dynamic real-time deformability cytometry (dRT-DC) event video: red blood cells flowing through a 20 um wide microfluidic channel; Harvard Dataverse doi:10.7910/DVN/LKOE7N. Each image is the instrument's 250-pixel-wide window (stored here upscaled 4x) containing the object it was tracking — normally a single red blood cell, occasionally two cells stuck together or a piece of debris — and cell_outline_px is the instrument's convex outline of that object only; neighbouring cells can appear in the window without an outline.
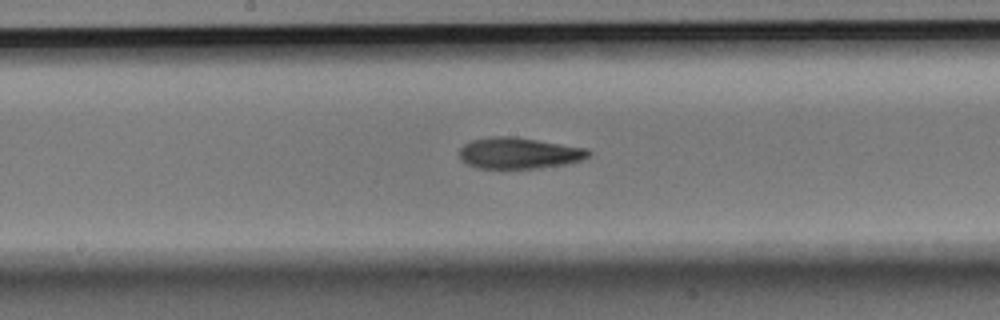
{"species": "Egyptian fruit bat (a non-hibernating species)", "species_latin": "Rousettus aegyptiacus", "temperature_condition": "room temperature", "stored_images_in_passage": 5, "camera_frame_rate_fps": 3000, "um_per_image_px": 0.085, "animal": {"sex": "male"}, "frame": {"image": 1, "passage_image": 5, "time_ms": 1.333, "image_size_px": [1000, 320], "cell_outline_px": [[592, 152], [588, 156], [580, 160], [564, 164], [540, 168], [476, 168], [460, 160], [460, 148], [464, 144], [472, 140], [488, 136], [516, 136], [588, 148]], "centroid_in_image_um": [44.1, 13.0], "position_along_channel_um": 204.1, "area_um2": 23.64}}